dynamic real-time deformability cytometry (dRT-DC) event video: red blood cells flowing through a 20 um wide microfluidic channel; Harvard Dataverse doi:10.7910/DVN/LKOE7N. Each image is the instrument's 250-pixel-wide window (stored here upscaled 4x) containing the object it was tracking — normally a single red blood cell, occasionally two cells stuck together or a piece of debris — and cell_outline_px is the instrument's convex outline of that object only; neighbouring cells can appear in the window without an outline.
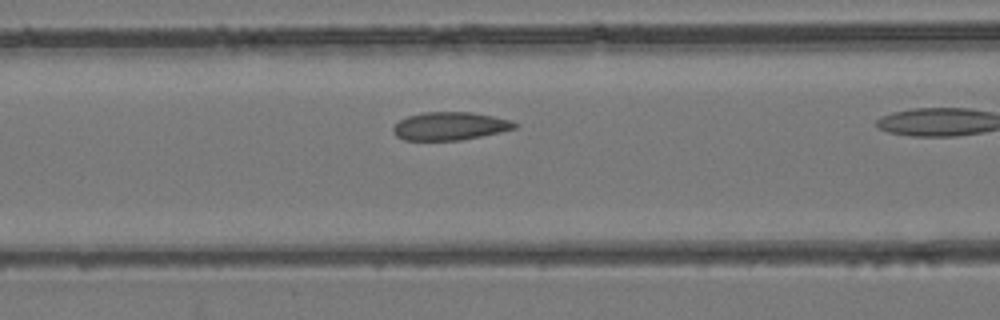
{"species": "common noctule bat (a hibernating species)", "species_latin": "Nyctalus noctula", "temperature_condition": "room temperature", "stored_images_in_passage": 16, "camera_frame_rate_fps": 3000, "um_per_image_px": 0.085, "animal": {"sex": "female", "body_mass_g": 24.6, "forearm_length_mm": 56.2}, "frame": {"image": 1, "passage_image": 7, "time_ms": 2.0, "image_size_px": [1000, 320], "cell_outline_px": [[516, 128], [500, 132], [460, 140], [404, 140], [396, 136], [392, 132], [392, 128], [400, 120], [408, 116], [424, 112], [472, 112], [492, 116], [508, 120], [516, 124]], "centroid_in_image_um": [38.19, 10.72], "position_along_channel_um": 128.4, "area_um2": 19.65}}
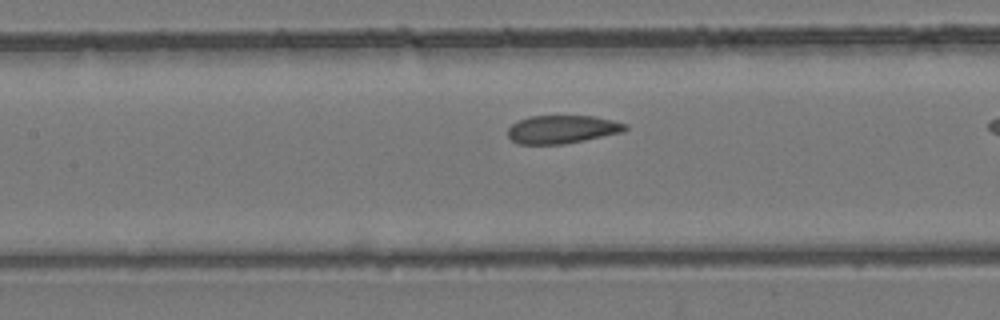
{"frame": {"image": 2, "passage_image": 9, "time_ms": 2.667, "image_size_px": [1000, 320], "cell_outline_px": [[628, 128], [624, 132], [564, 144], [516, 144], [508, 136], [508, 128], [512, 124], [528, 116], [592, 116], [612, 120], [628, 124]], "centroid_in_image_um": [47.79, 11.0], "position_along_channel_um": 159.6, "area_um2": 19.31}}
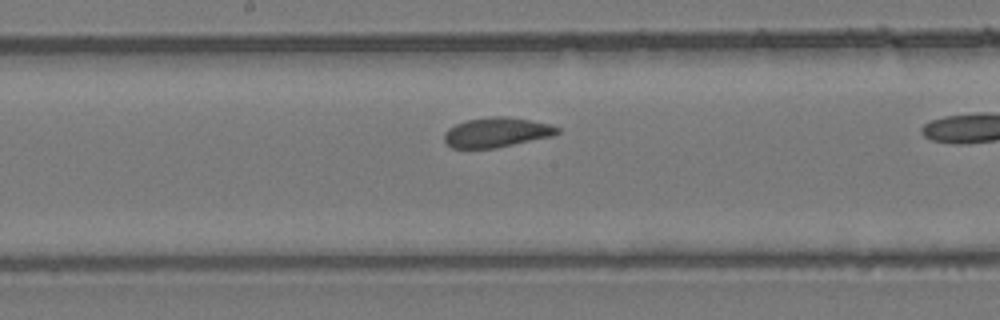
{"frame": {"image": 3, "passage_image": 12, "time_ms": 3.667, "image_size_px": [1000, 320], "cell_outline_px": [[560, 132], [552, 136], [496, 148], [452, 148], [444, 140], [444, 132], [448, 128], [464, 120], [492, 116], [504, 116], [528, 120], [548, 124], [560, 128]], "centroid_in_image_um": [42.18, 11.25], "position_along_channel_um": 206.0, "area_um2": 19.54}}